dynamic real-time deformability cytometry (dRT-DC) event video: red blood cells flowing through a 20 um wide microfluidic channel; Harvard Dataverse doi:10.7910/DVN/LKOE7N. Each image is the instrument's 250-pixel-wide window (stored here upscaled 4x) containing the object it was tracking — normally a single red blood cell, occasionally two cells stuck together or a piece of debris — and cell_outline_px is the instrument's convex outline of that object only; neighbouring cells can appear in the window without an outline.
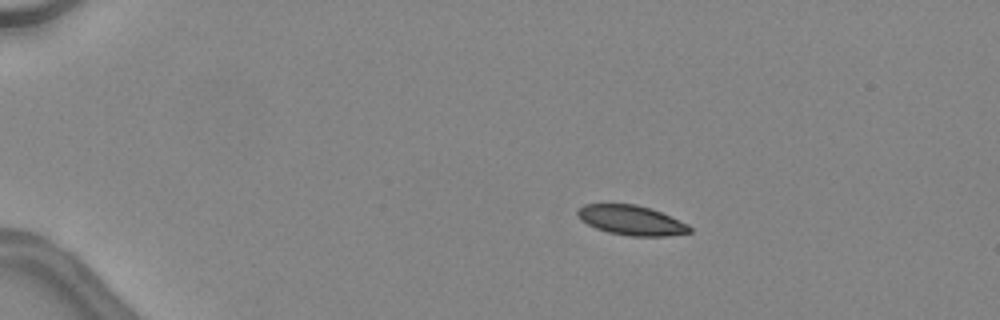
{"species": "common noctule bat (a hibernating species)", "species_latin": "Nyctalus noctula", "temperature_condition": "warm", "stored_images_in_passage": 30, "camera_frame_rate_fps": 3000, "um_per_image_px": 0.085, "animal": {"sex": "female", "body_mass_g": 24.6, "forearm_length_mm": 56.2}, "frame": {"image": 1, "passage_image": 1, "time_ms": 0.0, "image_size_px": [1000, 320], "cell_outline_px": [[692, 232], [668, 236], [628, 236], [608, 232], [596, 228], [580, 220], [576, 212], [584, 204], [636, 204], [652, 208], [688, 224], [692, 228]], "centroid_in_image_um": [53.68, 18.72], "position_along_channel_um": 31.3, "area_um2": 19.48}}
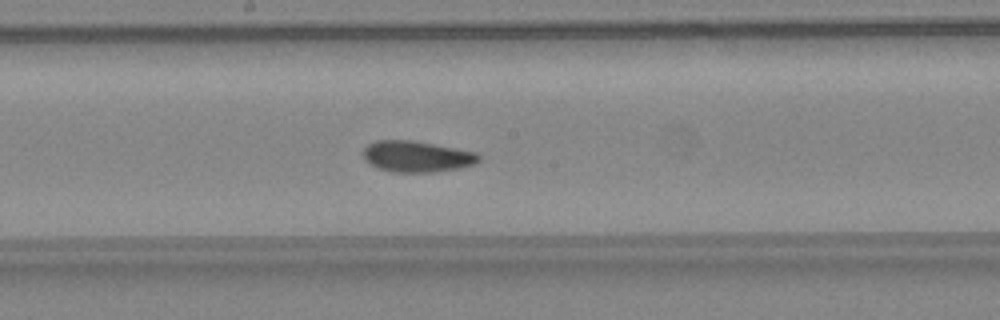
{"frame": {"image": 2, "passage_image": 19, "time_ms": 6.0, "image_size_px": [1000, 320], "cell_outline_px": [[480, 160], [476, 164], [460, 168], [436, 172], [392, 172], [376, 168], [368, 164], [364, 160], [364, 148], [368, 144], [376, 140], [412, 140], [476, 152], [480, 156]], "centroid_in_image_um": [35.41, 13.31], "position_along_channel_um": 212.8, "area_um2": 21.15}}
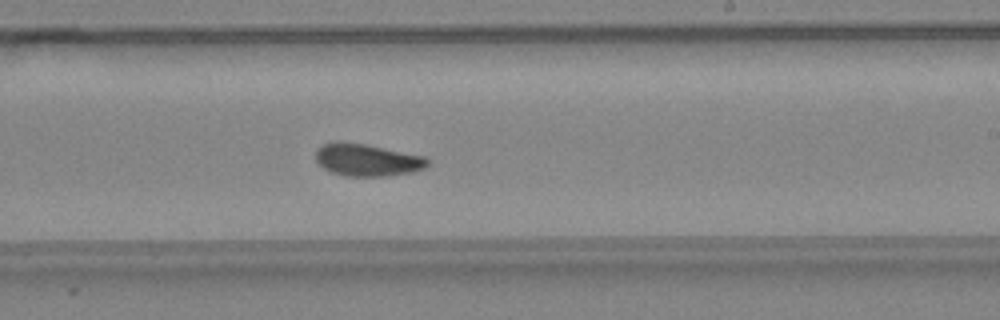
{"frame": {"image": 3, "passage_image": 22, "time_ms": 7.0, "image_size_px": [1000, 320], "cell_outline_px": [[428, 164], [424, 168], [412, 172], [388, 176], [344, 176], [328, 172], [316, 160], [316, 148], [320, 144], [336, 140], [340, 140], [368, 144], [424, 156], [428, 160]], "centroid_in_image_um": [31.15, 13.57], "position_along_channel_um": 257.9, "area_um2": 21.5}, "authors_computed_cell_mechanics": {"area_um2": 20.9814, "velocity_mm_per_s": 4.5125, "shape_relaxation_time_tau1_ms": 4.4172, "shape_relaxation_time_tau2_ms": 2.2362, "deformation_change_tau1": 0.1138, "deformation_change_tau2": 0.0554}}